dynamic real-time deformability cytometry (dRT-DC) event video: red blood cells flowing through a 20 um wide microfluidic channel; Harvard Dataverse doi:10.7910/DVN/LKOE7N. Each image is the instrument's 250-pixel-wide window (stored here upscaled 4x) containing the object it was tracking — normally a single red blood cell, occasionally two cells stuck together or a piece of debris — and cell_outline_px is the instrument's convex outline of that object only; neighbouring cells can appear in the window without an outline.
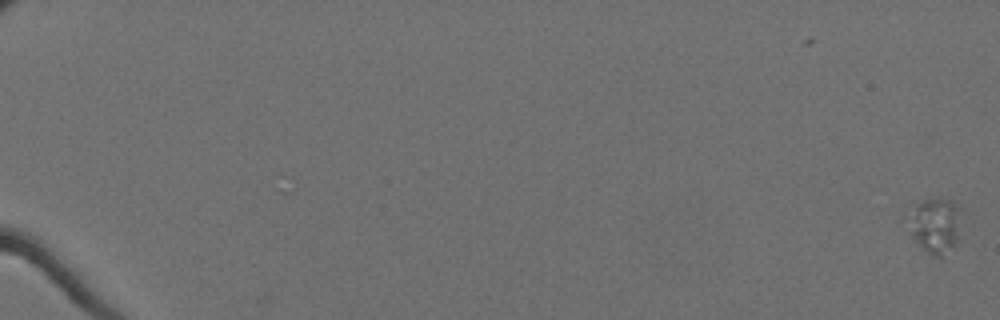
{"species": "Egyptian fruit bat (a non-hibernating species)", "species_latin": "Rousettus aegyptiacus", "temperature_condition": "cold", "stored_images_in_passage": 63, "camera_frame_rate_fps": 3000, "um_per_image_px": 0.085, "animal": {"sex": "female"}, "frame": {"image": 1, "passage_image": 1, "time_ms": 0.0, "image_size_px": [1000, 320], "cell_outline_px": [[956, 244], [940, 256], [936, 256], [928, 252], [916, 240], [912, 232], [912, 204], [916, 200], [936, 196], [940, 196], [952, 200], [956, 208]], "centroid_in_image_um": [79.45, 19.05], "position_along_channel_um": 5.5, "area_um2": 15.95}}
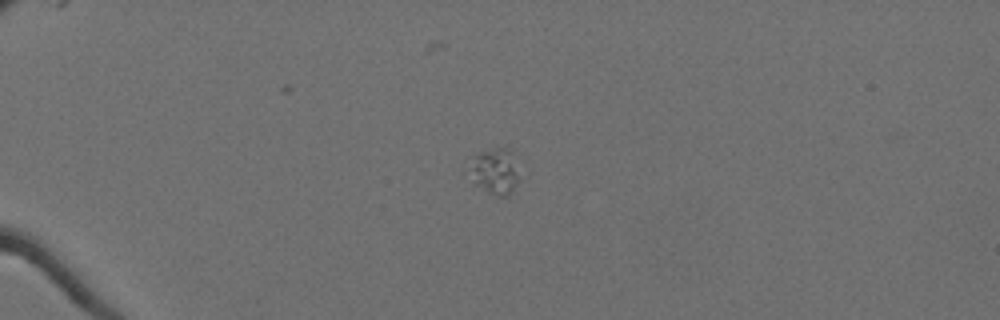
{"frame": {"image": 2, "passage_image": 19, "time_ms": 6.0, "image_size_px": [1000, 320], "cell_outline_px": [[516, 180], [508, 196], [496, 196], [488, 192], [476, 184], [472, 168], [476, 156], [480, 152], [488, 148], [504, 148], [512, 152], [516, 176]], "centroid_in_image_um": [42.08, 14.55], "position_along_channel_um": 42.9, "area_um2": 12.14}}